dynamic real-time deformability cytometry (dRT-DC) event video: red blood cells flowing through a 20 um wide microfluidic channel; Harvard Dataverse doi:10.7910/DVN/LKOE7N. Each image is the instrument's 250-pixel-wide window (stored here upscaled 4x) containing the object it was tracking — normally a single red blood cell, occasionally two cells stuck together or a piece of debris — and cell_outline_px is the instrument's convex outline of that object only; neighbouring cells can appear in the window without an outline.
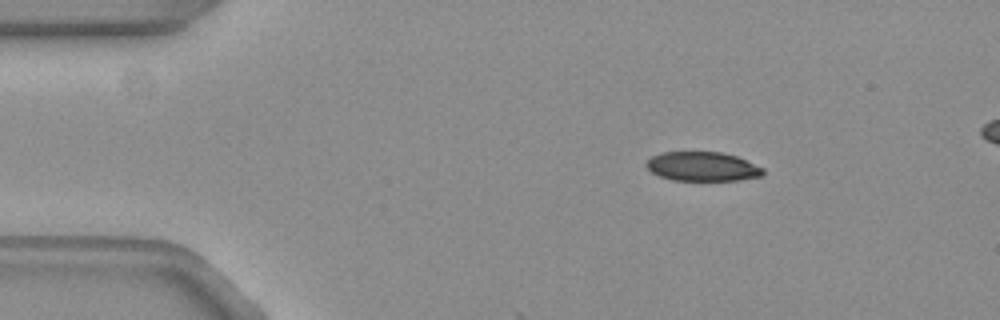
{"species": "common noctule bat (a hibernating species)", "species_latin": "Nyctalus noctula", "temperature_condition": "warm", "stored_images_in_passage": 10, "camera_frame_rate_fps": 3000, "um_per_image_px": 0.085, "animal": {"sex": "female", "body_mass_g": 19.3, "forearm_length_mm": 54.1}, "frame": {"image": 1, "passage_image": 3, "time_ms": 0.667, "image_size_px": [1000, 320], "cell_outline_px": [[764, 176], [740, 180], [672, 180], [660, 176], [652, 172], [648, 168], [648, 160], [652, 156], [664, 152], [720, 152], [736, 156], [764, 168]], "centroid_in_image_um": [59.76, 14.16], "position_along_channel_um": 25.2, "area_um2": 19.71}}